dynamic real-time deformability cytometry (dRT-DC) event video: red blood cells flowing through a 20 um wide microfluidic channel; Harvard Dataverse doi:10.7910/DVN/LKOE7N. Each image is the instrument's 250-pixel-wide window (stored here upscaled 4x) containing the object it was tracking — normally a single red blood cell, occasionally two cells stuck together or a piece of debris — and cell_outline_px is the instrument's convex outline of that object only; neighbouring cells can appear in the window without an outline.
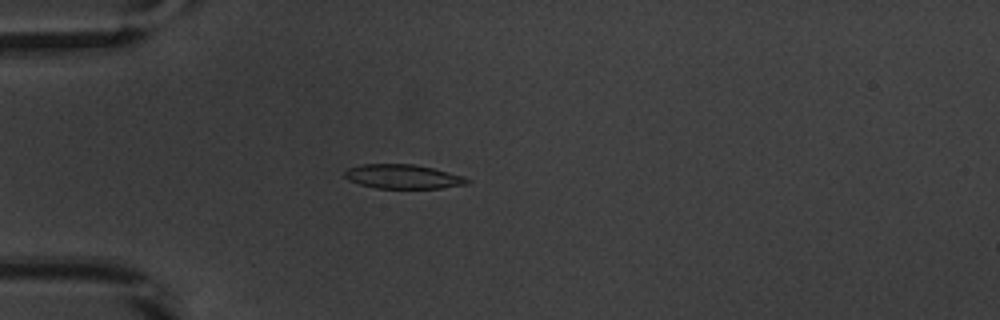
{"species": "common noctule bat (a hibernating species)", "species_latin": "Nyctalus noctula", "temperature_condition": "warm", "stored_images_in_passage": 47, "camera_frame_rate_fps": 3000, "um_per_image_px": 0.085, "animal": {"sex": "male", "body_mass_g": 20.1, "forearm_length_mm": 53.5}, "frame": {"image": 1, "passage_image": 10, "time_ms": 3.0, "image_size_px": [1000, 320], "cell_outline_px": [[472, 180], [468, 184], [440, 188], [376, 188], [360, 184], [348, 180], [344, 176], [344, 172], [348, 168], [364, 164], [416, 164], [464, 176]], "centroid_in_image_um": [34.27, 15.01], "position_along_channel_um": 50.7, "area_um2": 17.28}}
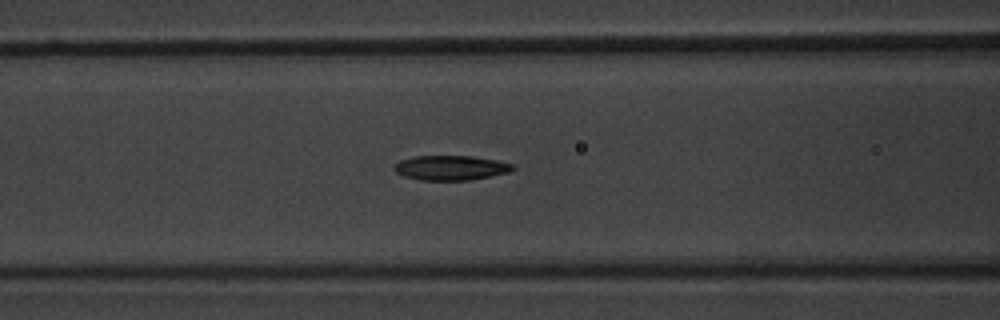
{"frame": {"image": 2, "passage_image": 17, "time_ms": 5.333, "image_size_px": [1000, 320], "cell_outline_px": [[516, 168], [508, 172], [468, 180], [420, 180], [404, 176], [396, 172], [392, 168], [400, 160], [412, 156], [472, 156], [496, 160], [512, 164]], "centroid_in_image_um": [38.27, 14.25], "position_along_channel_um": 128.3, "area_um2": 16.94}}
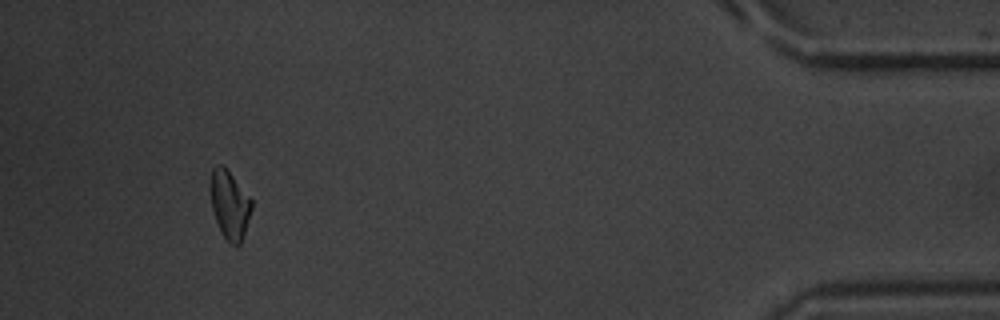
{"frame": {"image": 3, "passage_image": 44, "time_ms": 14.333, "image_size_px": [1000, 320], "cell_outline_px": [[252, 208], [240, 244], [232, 244], [220, 232], [212, 208], [208, 188], [208, 184], [212, 168], [216, 164], [220, 164], [232, 176], [252, 200]], "centroid_in_image_um": [19.47, 17.36], "position_along_channel_um": 415.7, "area_um2": 16.24}, "authors_computed_cell_mechanics": {"area_um2": 17.1088, "velocity_mm_per_s": 3.8862, "shape_relaxation_time_tau1_ms": 4.4959, "shape_relaxation_time_tau2_ms": null, "deformation_change_tau1": 0.1239, "deformation_change_tau2": null}}